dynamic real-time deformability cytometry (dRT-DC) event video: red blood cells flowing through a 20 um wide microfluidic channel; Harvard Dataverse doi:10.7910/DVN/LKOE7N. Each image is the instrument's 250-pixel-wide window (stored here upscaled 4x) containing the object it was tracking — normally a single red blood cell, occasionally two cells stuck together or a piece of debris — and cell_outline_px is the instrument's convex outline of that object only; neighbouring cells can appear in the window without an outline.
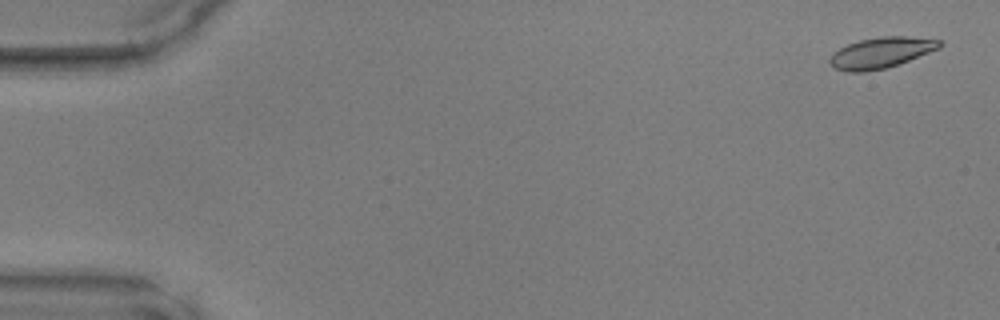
{"species": "common noctule bat (a hibernating species)", "species_latin": "Nyctalus noctula", "temperature_condition": "warm", "stored_images_in_passage": 49, "camera_frame_rate_fps": 3000, "um_per_image_px": 0.085, "animal": {"sex": "male", "body_mass_g": 17.9, "forearm_length_mm": 54.2}, "frame": {"image": 1, "passage_image": 2, "time_ms": 0.333, "image_size_px": [1000, 320], "cell_outline_px": [[940, 48], [908, 60], [884, 68], [864, 72], [848, 72], [836, 68], [828, 60], [832, 52], [848, 44], [860, 40], [880, 36], [904, 36], [940, 40]], "centroid_in_image_um": [74.84, 4.47], "position_along_channel_um": 10.2, "area_um2": 19.36}}
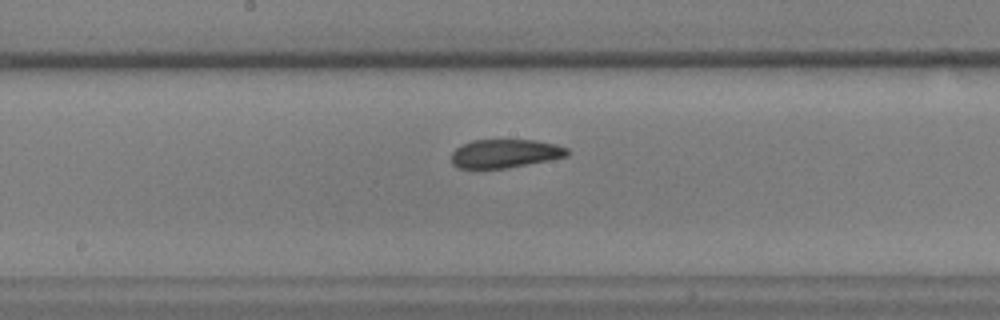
{"frame": {"image": 2, "passage_image": 26, "time_ms": 8.333, "image_size_px": [1000, 320], "cell_outline_px": [[568, 156], [508, 168], [460, 168], [452, 164], [452, 152], [456, 148], [472, 140], [536, 140], [556, 144], [568, 148]], "centroid_in_image_um": [42.94, 13.04], "position_along_channel_um": 205.3, "area_um2": 19.19}}
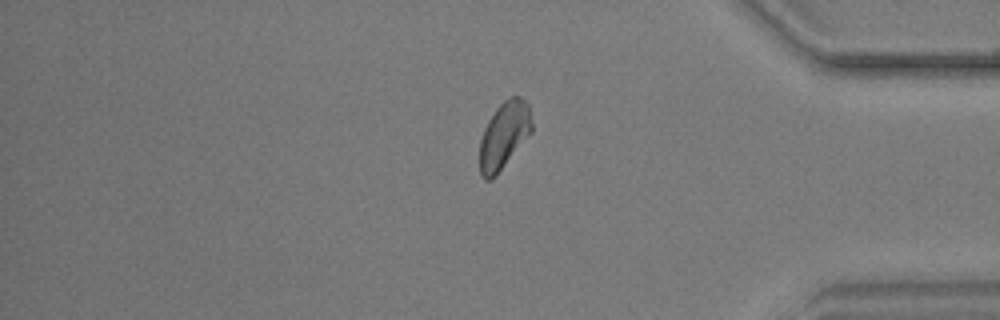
{"frame": {"image": 3, "passage_image": 41, "time_ms": 13.333, "image_size_px": [1000, 320], "cell_outline_px": [[532, 132], [496, 176], [492, 180], [484, 180], [480, 176], [480, 140], [484, 128], [488, 120], [496, 108], [504, 100], [512, 96], [520, 96], [528, 104], [532, 124]], "centroid_in_image_um": [42.83, 11.52], "position_along_channel_um": 392.4, "area_um2": 20.4}}